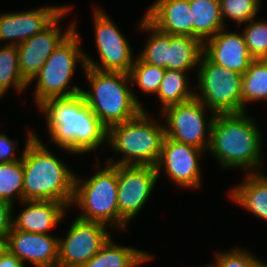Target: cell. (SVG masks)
Wrapping results in <instances>:
<instances>
[{
	"label": "cell",
	"mask_w": 267,
	"mask_h": 267,
	"mask_svg": "<svg viewBox=\"0 0 267 267\" xmlns=\"http://www.w3.org/2000/svg\"><path fill=\"white\" fill-rule=\"evenodd\" d=\"M56 147L70 155L95 152L107 142V128L87 105L83 95L51 98L38 107Z\"/></svg>",
	"instance_id": "1"
},
{
	"label": "cell",
	"mask_w": 267,
	"mask_h": 267,
	"mask_svg": "<svg viewBox=\"0 0 267 267\" xmlns=\"http://www.w3.org/2000/svg\"><path fill=\"white\" fill-rule=\"evenodd\" d=\"M247 112L216 114L207 152L226 169L262 172L263 135L256 119ZM255 120V121H254Z\"/></svg>",
	"instance_id": "2"
},
{
	"label": "cell",
	"mask_w": 267,
	"mask_h": 267,
	"mask_svg": "<svg viewBox=\"0 0 267 267\" xmlns=\"http://www.w3.org/2000/svg\"><path fill=\"white\" fill-rule=\"evenodd\" d=\"M26 137L22 150L23 200H51L71 207L76 174L33 130Z\"/></svg>",
	"instance_id": "3"
},
{
	"label": "cell",
	"mask_w": 267,
	"mask_h": 267,
	"mask_svg": "<svg viewBox=\"0 0 267 267\" xmlns=\"http://www.w3.org/2000/svg\"><path fill=\"white\" fill-rule=\"evenodd\" d=\"M84 73L90 90L82 89L81 94L107 129L135 118L144 109L127 73L100 71L91 67H86Z\"/></svg>",
	"instance_id": "4"
},
{
	"label": "cell",
	"mask_w": 267,
	"mask_h": 267,
	"mask_svg": "<svg viewBox=\"0 0 267 267\" xmlns=\"http://www.w3.org/2000/svg\"><path fill=\"white\" fill-rule=\"evenodd\" d=\"M165 136L163 122L154 120L143 109L135 118L107 129V145L122 157L116 160L109 156L105 162L112 165L155 166Z\"/></svg>",
	"instance_id": "5"
},
{
	"label": "cell",
	"mask_w": 267,
	"mask_h": 267,
	"mask_svg": "<svg viewBox=\"0 0 267 267\" xmlns=\"http://www.w3.org/2000/svg\"><path fill=\"white\" fill-rule=\"evenodd\" d=\"M96 160L95 174L88 179L75 175L71 207L75 205L81 209L78 219L102 223L109 229L127 232L129 224L119 215L118 210L117 165L105 162L102 168L99 166L101 160L97 157Z\"/></svg>",
	"instance_id": "6"
},
{
	"label": "cell",
	"mask_w": 267,
	"mask_h": 267,
	"mask_svg": "<svg viewBox=\"0 0 267 267\" xmlns=\"http://www.w3.org/2000/svg\"><path fill=\"white\" fill-rule=\"evenodd\" d=\"M76 25L75 22V29L57 46L28 84L36 83L33 98L37 107L51 98L72 97L82 92L79 86L71 85L77 64L82 66V70L86 68L85 52L80 47L81 38Z\"/></svg>",
	"instance_id": "7"
},
{
	"label": "cell",
	"mask_w": 267,
	"mask_h": 267,
	"mask_svg": "<svg viewBox=\"0 0 267 267\" xmlns=\"http://www.w3.org/2000/svg\"><path fill=\"white\" fill-rule=\"evenodd\" d=\"M195 76V98L209 110L215 114L242 113L241 74L211 62L202 54Z\"/></svg>",
	"instance_id": "8"
},
{
	"label": "cell",
	"mask_w": 267,
	"mask_h": 267,
	"mask_svg": "<svg viewBox=\"0 0 267 267\" xmlns=\"http://www.w3.org/2000/svg\"><path fill=\"white\" fill-rule=\"evenodd\" d=\"M92 15L95 27V48L100 61H95L88 53H84L86 67L128 74L136 57L127 37L121 33L113 19L102 8L94 6Z\"/></svg>",
	"instance_id": "9"
},
{
	"label": "cell",
	"mask_w": 267,
	"mask_h": 267,
	"mask_svg": "<svg viewBox=\"0 0 267 267\" xmlns=\"http://www.w3.org/2000/svg\"><path fill=\"white\" fill-rule=\"evenodd\" d=\"M209 112H208V111ZM161 112L166 137L207 152L216 116L197 98L165 108ZM210 117H207V113ZM209 119H207V118Z\"/></svg>",
	"instance_id": "10"
},
{
	"label": "cell",
	"mask_w": 267,
	"mask_h": 267,
	"mask_svg": "<svg viewBox=\"0 0 267 267\" xmlns=\"http://www.w3.org/2000/svg\"><path fill=\"white\" fill-rule=\"evenodd\" d=\"M65 234L64 238H59L57 267H81L111 237L106 225L77 217Z\"/></svg>",
	"instance_id": "11"
},
{
	"label": "cell",
	"mask_w": 267,
	"mask_h": 267,
	"mask_svg": "<svg viewBox=\"0 0 267 267\" xmlns=\"http://www.w3.org/2000/svg\"><path fill=\"white\" fill-rule=\"evenodd\" d=\"M206 151L176 142L165 136L159 159L155 165L158 179L162 172L168 179L184 189H197L203 185L199 159Z\"/></svg>",
	"instance_id": "12"
},
{
	"label": "cell",
	"mask_w": 267,
	"mask_h": 267,
	"mask_svg": "<svg viewBox=\"0 0 267 267\" xmlns=\"http://www.w3.org/2000/svg\"><path fill=\"white\" fill-rule=\"evenodd\" d=\"M68 5L46 28L17 46L21 76L29 84L57 46L75 29L72 21L63 31L60 23L71 13Z\"/></svg>",
	"instance_id": "13"
},
{
	"label": "cell",
	"mask_w": 267,
	"mask_h": 267,
	"mask_svg": "<svg viewBox=\"0 0 267 267\" xmlns=\"http://www.w3.org/2000/svg\"><path fill=\"white\" fill-rule=\"evenodd\" d=\"M119 215L129 224L148 202L158 174L155 166L117 165Z\"/></svg>",
	"instance_id": "14"
},
{
	"label": "cell",
	"mask_w": 267,
	"mask_h": 267,
	"mask_svg": "<svg viewBox=\"0 0 267 267\" xmlns=\"http://www.w3.org/2000/svg\"><path fill=\"white\" fill-rule=\"evenodd\" d=\"M67 5H44L22 12L0 14V42L18 46L46 28Z\"/></svg>",
	"instance_id": "15"
},
{
	"label": "cell",
	"mask_w": 267,
	"mask_h": 267,
	"mask_svg": "<svg viewBox=\"0 0 267 267\" xmlns=\"http://www.w3.org/2000/svg\"><path fill=\"white\" fill-rule=\"evenodd\" d=\"M59 237L12 228L6 239V248L26 266L57 267Z\"/></svg>",
	"instance_id": "16"
},
{
	"label": "cell",
	"mask_w": 267,
	"mask_h": 267,
	"mask_svg": "<svg viewBox=\"0 0 267 267\" xmlns=\"http://www.w3.org/2000/svg\"><path fill=\"white\" fill-rule=\"evenodd\" d=\"M203 54L213 63L244 74L254 60L242 32L221 29L203 43Z\"/></svg>",
	"instance_id": "17"
},
{
	"label": "cell",
	"mask_w": 267,
	"mask_h": 267,
	"mask_svg": "<svg viewBox=\"0 0 267 267\" xmlns=\"http://www.w3.org/2000/svg\"><path fill=\"white\" fill-rule=\"evenodd\" d=\"M20 204L24 209L17 215L13 213L12 218L13 228L20 231L52 234V229L63 223L68 213L64 203L51 200H23Z\"/></svg>",
	"instance_id": "18"
},
{
	"label": "cell",
	"mask_w": 267,
	"mask_h": 267,
	"mask_svg": "<svg viewBox=\"0 0 267 267\" xmlns=\"http://www.w3.org/2000/svg\"><path fill=\"white\" fill-rule=\"evenodd\" d=\"M148 7L145 18L159 31L193 37L189 0H155Z\"/></svg>",
	"instance_id": "19"
},
{
	"label": "cell",
	"mask_w": 267,
	"mask_h": 267,
	"mask_svg": "<svg viewBox=\"0 0 267 267\" xmlns=\"http://www.w3.org/2000/svg\"><path fill=\"white\" fill-rule=\"evenodd\" d=\"M228 192L232 202L267 222V174L246 173L243 181Z\"/></svg>",
	"instance_id": "20"
},
{
	"label": "cell",
	"mask_w": 267,
	"mask_h": 267,
	"mask_svg": "<svg viewBox=\"0 0 267 267\" xmlns=\"http://www.w3.org/2000/svg\"><path fill=\"white\" fill-rule=\"evenodd\" d=\"M151 259L152 254L146 250L117 245L110 237L100 251L81 267H139Z\"/></svg>",
	"instance_id": "21"
},
{
	"label": "cell",
	"mask_w": 267,
	"mask_h": 267,
	"mask_svg": "<svg viewBox=\"0 0 267 267\" xmlns=\"http://www.w3.org/2000/svg\"><path fill=\"white\" fill-rule=\"evenodd\" d=\"M193 21V37L202 43L212 38L224 24L221 16L220 0H189Z\"/></svg>",
	"instance_id": "22"
},
{
	"label": "cell",
	"mask_w": 267,
	"mask_h": 267,
	"mask_svg": "<svg viewBox=\"0 0 267 267\" xmlns=\"http://www.w3.org/2000/svg\"><path fill=\"white\" fill-rule=\"evenodd\" d=\"M202 54L203 43L198 38L170 34L167 69L183 72L196 69L197 72Z\"/></svg>",
	"instance_id": "23"
},
{
	"label": "cell",
	"mask_w": 267,
	"mask_h": 267,
	"mask_svg": "<svg viewBox=\"0 0 267 267\" xmlns=\"http://www.w3.org/2000/svg\"><path fill=\"white\" fill-rule=\"evenodd\" d=\"M189 78L187 72L166 69L156 94L162 106L161 111L169 106L181 104L195 98V90L189 85L191 81Z\"/></svg>",
	"instance_id": "24"
},
{
	"label": "cell",
	"mask_w": 267,
	"mask_h": 267,
	"mask_svg": "<svg viewBox=\"0 0 267 267\" xmlns=\"http://www.w3.org/2000/svg\"><path fill=\"white\" fill-rule=\"evenodd\" d=\"M137 25L138 30L147 31L148 34L145 46L137 56L150 65L167 69L170 34L159 31L145 18V15Z\"/></svg>",
	"instance_id": "25"
},
{
	"label": "cell",
	"mask_w": 267,
	"mask_h": 267,
	"mask_svg": "<svg viewBox=\"0 0 267 267\" xmlns=\"http://www.w3.org/2000/svg\"><path fill=\"white\" fill-rule=\"evenodd\" d=\"M259 101L267 102V59H254L242 74V113Z\"/></svg>",
	"instance_id": "26"
},
{
	"label": "cell",
	"mask_w": 267,
	"mask_h": 267,
	"mask_svg": "<svg viewBox=\"0 0 267 267\" xmlns=\"http://www.w3.org/2000/svg\"><path fill=\"white\" fill-rule=\"evenodd\" d=\"M28 87L19 69L17 46H0V98H3L10 88L20 94Z\"/></svg>",
	"instance_id": "27"
},
{
	"label": "cell",
	"mask_w": 267,
	"mask_h": 267,
	"mask_svg": "<svg viewBox=\"0 0 267 267\" xmlns=\"http://www.w3.org/2000/svg\"><path fill=\"white\" fill-rule=\"evenodd\" d=\"M24 170L22 159L19 161L0 163V198L15 203L23 201Z\"/></svg>",
	"instance_id": "28"
},
{
	"label": "cell",
	"mask_w": 267,
	"mask_h": 267,
	"mask_svg": "<svg viewBox=\"0 0 267 267\" xmlns=\"http://www.w3.org/2000/svg\"><path fill=\"white\" fill-rule=\"evenodd\" d=\"M166 69L150 65L136 56L133 66L128 72L131 86L136 85L143 93L156 95Z\"/></svg>",
	"instance_id": "29"
},
{
	"label": "cell",
	"mask_w": 267,
	"mask_h": 267,
	"mask_svg": "<svg viewBox=\"0 0 267 267\" xmlns=\"http://www.w3.org/2000/svg\"><path fill=\"white\" fill-rule=\"evenodd\" d=\"M261 0H220L221 16L224 24L228 21L241 24L259 16Z\"/></svg>",
	"instance_id": "30"
},
{
	"label": "cell",
	"mask_w": 267,
	"mask_h": 267,
	"mask_svg": "<svg viewBox=\"0 0 267 267\" xmlns=\"http://www.w3.org/2000/svg\"><path fill=\"white\" fill-rule=\"evenodd\" d=\"M242 34L254 59H267V20L253 18L245 23Z\"/></svg>",
	"instance_id": "31"
},
{
	"label": "cell",
	"mask_w": 267,
	"mask_h": 267,
	"mask_svg": "<svg viewBox=\"0 0 267 267\" xmlns=\"http://www.w3.org/2000/svg\"><path fill=\"white\" fill-rule=\"evenodd\" d=\"M243 247H234L225 252L218 250L213 256L215 261H212L215 267H264L267 262L260 260L254 253L246 250Z\"/></svg>",
	"instance_id": "32"
},
{
	"label": "cell",
	"mask_w": 267,
	"mask_h": 267,
	"mask_svg": "<svg viewBox=\"0 0 267 267\" xmlns=\"http://www.w3.org/2000/svg\"><path fill=\"white\" fill-rule=\"evenodd\" d=\"M18 139H11L8 135L4 132H0V163H9L14 161H19L22 159L21 156H17L19 148L18 146Z\"/></svg>",
	"instance_id": "33"
},
{
	"label": "cell",
	"mask_w": 267,
	"mask_h": 267,
	"mask_svg": "<svg viewBox=\"0 0 267 267\" xmlns=\"http://www.w3.org/2000/svg\"><path fill=\"white\" fill-rule=\"evenodd\" d=\"M14 205L0 198V237L7 239L8 233L13 228L12 218Z\"/></svg>",
	"instance_id": "34"
},
{
	"label": "cell",
	"mask_w": 267,
	"mask_h": 267,
	"mask_svg": "<svg viewBox=\"0 0 267 267\" xmlns=\"http://www.w3.org/2000/svg\"><path fill=\"white\" fill-rule=\"evenodd\" d=\"M0 267H27L25 264L7 248L0 254Z\"/></svg>",
	"instance_id": "35"
},
{
	"label": "cell",
	"mask_w": 267,
	"mask_h": 267,
	"mask_svg": "<svg viewBox=\"0 0 267 267\" xmlns=\"http://www.w3.org/2000/svg\"><path fill=\"white\" fill-rule=\"evenodd\" d=\"M6 248V239L0 237V254L5 250Z\"/></svg>",
	"instance_id": "36"
},
{
	"label": "cell",
	"mask_w": 267,
	"mask_h": 267,
	"mask_svg": "<svg viewBox=\"0 0 267 267\" xmlns=\"http://www.w3.org/2000/svg\"><path fill=\"white\" fill-rule=\"evenodd\" d=\"M200 267H215L213 263L211 264H207V265H203V266H200Z\"/></svg>",
	"instance_id": "37"
}]
</instances>
